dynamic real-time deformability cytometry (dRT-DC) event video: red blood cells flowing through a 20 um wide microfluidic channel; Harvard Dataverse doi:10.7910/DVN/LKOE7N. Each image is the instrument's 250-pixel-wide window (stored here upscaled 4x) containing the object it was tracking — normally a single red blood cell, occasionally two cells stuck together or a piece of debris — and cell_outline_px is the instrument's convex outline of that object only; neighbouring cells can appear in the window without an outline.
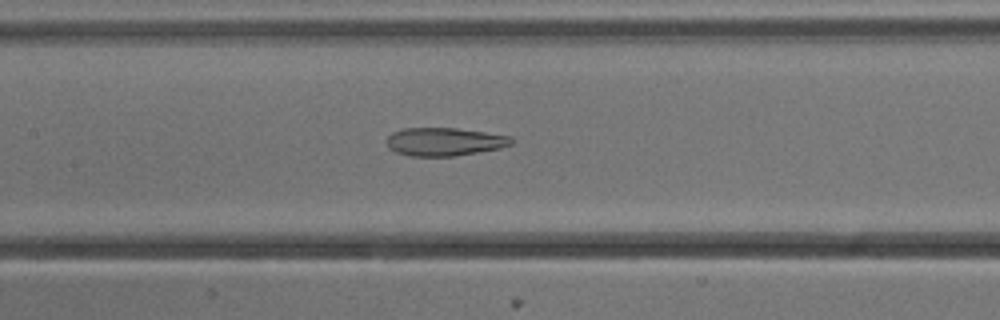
{"species": "common noctule bat (a hibernating species)", "species_latin": "Nyctalus noctula", "temperature_condition": "cold", "stored_images_in_passage": 53, "camera_frame_rate_fps": 3000, "um_per_image_px": 0.085, "animal": {"sex": "male", "body_mass_g": 13.3}, "frame": {"image": 1, "passage_image": 25, "time_ms": 8.0, "image_size_px": [1000, 320], "cell_outline_px": [[516, 140], [512, 144], [500, 148], [452, 156], [412, 156], [396, 152], [388, 148], [388, 136], [392, 132], [404, 128], [456, 128], [512, 136]], "centroid_in_image_um": [37.8, 12.04], "position_along_channel_um": 169.6, "area_um2": 20.4}}
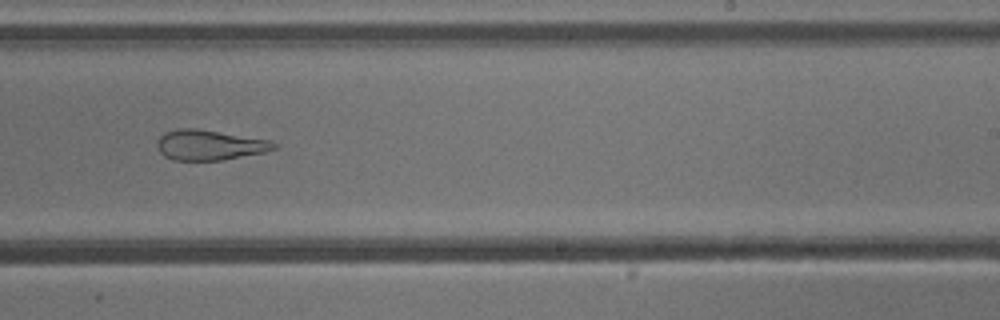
{"frame": {"image": 2, "passage_image": 33, "time_ms": 10.667, "image_size_px": [1000, 320], "cell_outline_px": [[276, 148], [264, 152], [224, 160], [172, 160], [164, 156], [160, 152], [156, 144], [160, 136], [164, 132], [176, 128], [196, 128], [272, 140], [276, 144]], "centroid_in_image_um": [17.79, 12.32], "position_along_channel_um": 271.2, "area_um2": 20.69}}
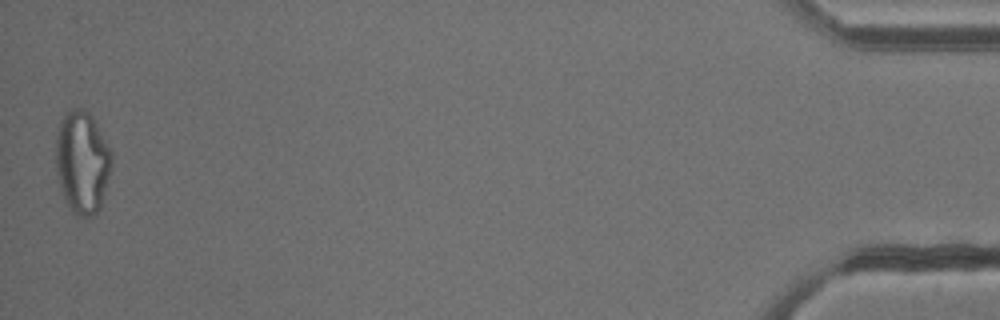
{"frame": {"image": 3, "passage_image": 53, "time_ms": 17.333, "image_size_px": [1000, 320], "cell_outline_px": [[112, 164], [100, 208], [92, 216], [76, 216], [72, 212], [60, 188], [56, 172], [56, 136], [60, 120], [72, 108], [80, 108], [88, 112], [92, 116], [112, 152]], "centroid_in_image_um": [6.98, 13.78], "position_along_channel_um": 428.2, "area_um2": 33.23}, "authors_computed_cell_mechanics": {"area_um2": 27.9752, "velocity_mm_per_s": 3.8258, "shape_relaxation_time_tau1_ms": null, "shape_relaxation_time_tau2_ms": 2.7178, "deformation_change_tau1": null, "deformation_change_tau2": 0.1376}}